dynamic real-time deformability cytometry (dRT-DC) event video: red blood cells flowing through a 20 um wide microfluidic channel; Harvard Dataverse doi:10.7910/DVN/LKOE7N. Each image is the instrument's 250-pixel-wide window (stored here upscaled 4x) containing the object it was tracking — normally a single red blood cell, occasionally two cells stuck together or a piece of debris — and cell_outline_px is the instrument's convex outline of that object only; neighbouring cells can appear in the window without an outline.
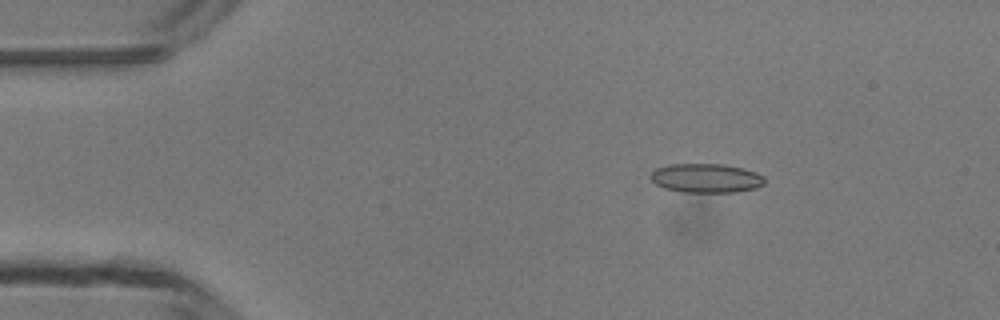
{"species": "common noctule bat (a hibernating species)", "species_latin": "Nyctalus noctula", "temperature_condition": "room temperature", "stored_images_in_passage": 5, "camera_frame_rate_fps": 3000, "um_per_image_px": 0.085, "animal": {"sex": "male", "body_mass_g": 13.3}, "frame": {"image": 1, "passage_image": 3, "time_ms": 2.333, "image_size_px": [1000, 320], "cell_outline_px": [[764, 184], [756, 188], [736, 192], [684, 192], [664, 188], [656, 184], [652, 180], [652, 172], [656, 168], [668, 164], [724, 164], [744, 168], [756, 172], [764, 176]], "centroid_in_image_um": [60.05, 15.13], "position_along_channel_um": 25.0, "area_um2": 19.36}}
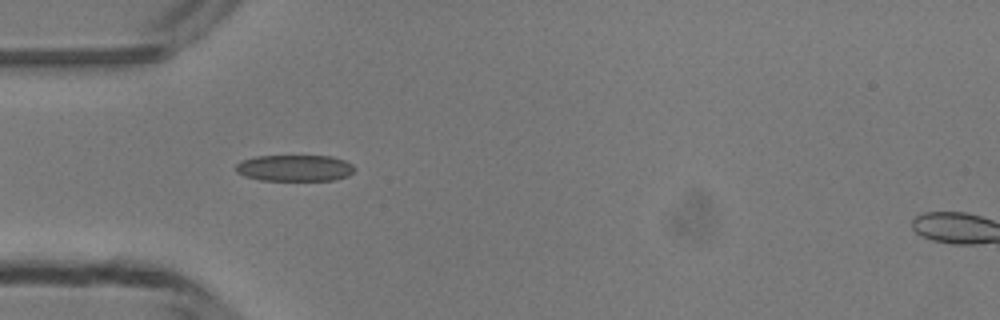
{"frame": {"image": 2, "passage_image": 5, "time_ms": 4.667, "image_size_px": [1000, 320], "cell_outline_px": [[356, 168], [348, 176], [332, 180], [260, 180], [244, 176], [236, 172], [236, 164], [240, 160], [256, 156], [332, 156], [344, 160], [352, 164]], "centroid_in_image_um": [25.03, 14.28], "position_along_channel_um": 60.0, "area_um2": 18.32}}